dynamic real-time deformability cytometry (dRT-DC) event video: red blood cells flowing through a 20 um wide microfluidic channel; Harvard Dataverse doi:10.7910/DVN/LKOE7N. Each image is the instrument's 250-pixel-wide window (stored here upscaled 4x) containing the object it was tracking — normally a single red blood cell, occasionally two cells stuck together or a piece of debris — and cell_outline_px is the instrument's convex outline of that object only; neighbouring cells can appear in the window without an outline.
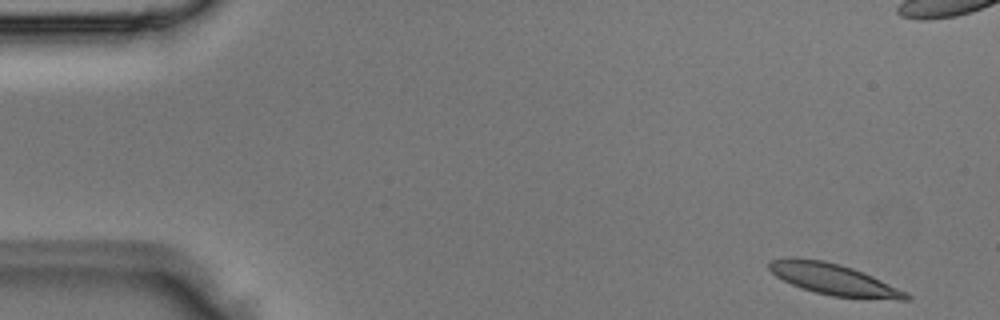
{"species": "Egyptian fruit bat (a non-hibernating species)", "species_latin": "Rousettus aegyptiacus", "temperature_condition": "room temperature", "stored_images_in_passage": 4, "camera_frame_rate_fps": 3000, "um_per_image_px": 0.085, "animal": {"sex": "male"}, "frame": {"image": 1, "passage_image": 1, "time_ms": 0.0, "image_size_px": [1000, 320], "cell_outline_px": [[912, 300], [900, 300], [832, 296], [800, 288], [776, 276], [768, 268], [768, 264], [772, 260], [788, 256], [796, 256], [824, 260], [840, 264], [852, 268], [872, 276], [908, 292], [912, 296]], "centroid_in_image_um": [70.86, 23.73], "position_along_channel_um": 14.1, "area_um2": 25.14}}